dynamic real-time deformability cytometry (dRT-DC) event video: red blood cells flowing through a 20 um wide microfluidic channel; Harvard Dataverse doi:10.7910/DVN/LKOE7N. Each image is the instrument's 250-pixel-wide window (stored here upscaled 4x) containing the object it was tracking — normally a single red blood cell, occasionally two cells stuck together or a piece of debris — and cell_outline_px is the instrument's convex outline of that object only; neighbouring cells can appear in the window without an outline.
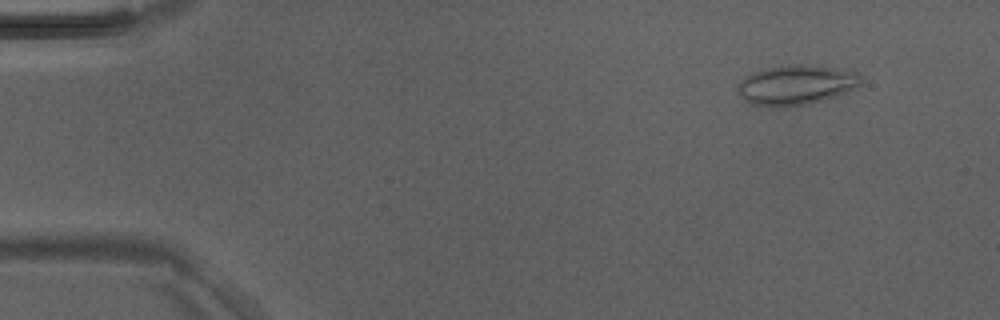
{"species": "Egyptian fruit bat (a non-hibernating species)", "species_latin": "Rousettus aegyptiacus", "temperature_condition": "room temperature", "stored_images_in_passage": 3, "camera_frame_rate_fps": 3000, "um_per_image_px": 0.085, "animal": {"sex": "male"}, "frame": {"image": 1, "passage_image": 1, "time_ms": 0.0, "image_size_px": [1000, 320], "cell_outline_px": [[860, 84], [856, 88], [824, 100], [808, 104], [780, 108], [752, 104], [740, 96], [736, 92], [736, 88], [744, 76], [752, 72], [764, 68], [788, 64], [800, 64], [832, 68], [860, 72]], "centroid_in_image_um": [67.62, 7.22], "position_along_channel_um": 17.4, "area_um2": 28.78}}